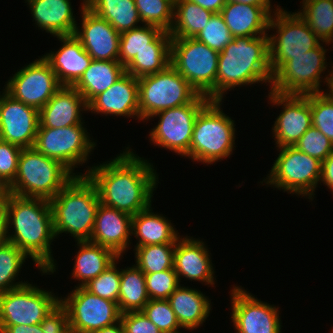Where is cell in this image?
Returning a JSON list of instances; mask_svg holds the SVG:
<instances>
[{"instance_id": "cell-17", "label": "cell", "mask_w": 333, "mask_h": 333, "mask_svg": "<svg viewBox=\"0 0 333 333\" xmlns=\"http://www.w3.org/2000/svg\"><path fill=\"white\" fill-rule=\"evenodd\" d=\"M230 294L236 333H281L278 307L258 300L241 286L234 285Z\"/></svg>"}, {"instance_id": "cell-30", "label": "cell", "mask_w": 333, "mask_h": 333, "mask_svg": "<svg viewBox=\"0 0 333 333\" xmlns=\"http://www.w3.org/2000/svg\"><path fill=\"white\" fill-rule=\"evenodd\" d=\"M79 250L75 257L72 277L80 281V287L99 276L109 268L117 259V256L109 248L95 244L91 241H77Z\"/></svg>"}, {"instance_id": "cell-48", "label": "cell", "mask_w": 333, "mask_h": 333, "mask_svg": "<svg viewBox=\"0 0 333 333\" xmlns=\"http://www.w3.org/2000/svg\"><path fill=\"white\" fill-rule=\"evenodd\" d=\"M120 321L125 333H162L142 311L121 313Z\"/></svg>"}, {"instance_id": "cell-53", "label": "cell", "mask_w": 333, "mask_h": 333, "mask_svg": "<svg viewBox=\"0 0 333 333\" xmlns=\"http://www.w3.org/2000/svg\"><path fill=\"white\" fill-rule=\"evenodd\" d=\"M7 233V209L6 195L0 196V243L6 240Z\"/></svg>"}, {"instance_id": "cell-42", "label": "cell", "mask_w": 333, "mask_h": 333, "mask_svg": "<svg viewBox=\"0 0 333 333\" xmlns=\"http://www.w3.org/2000/svg\"><path fill=\"white\" fill-rule=\"evenodd\" d=\"M118 259L96 278L83 287L103 299L118 303L121 271L117 268Z\"/></svg>"}, {"instance_id": "cell-54", "label": "cell", "mask_w": 333, "mask_h": 333, "mask_svg": "<svg viewBox=\"0 0 333 333\" xmlns=\"http://www.w3.org/2000/svg\"><path fill=\"white\" fill-rule=\"evenodd\" d=\"M94 333H125L121 321L116 322L113 325L104 327L100 330L95 331Z\"/></svg>"}, {"instance_id": "cell-4", "label": "cell", "mask_w": 333, "mask_h": 333, "mask_svg": "<svg viewBox=\"0 0 333 333\" xmlns=\"http://www.w3.org/2000/svg\"><path fill=\"white\" fill-rule=\"evenodd\" d=\"M49 204L56 238L70 233L76 241H90L100 197L87 175L74 176Z\"/></svg>"}, {"instance_id": "cell-6", "label": "cell", "mask_w": 333, "mask_h": 333, "mask_svg": "<svg viewBox=\"0 0 333 333\" xmlns=\"http://www.w3.org/2000/svg\"><path fill=\"white\" fill-rule=\"evenodd\" d=\"M221 100H210L195 119L189 153L185 156L204 164L230 157L235 147V124L221 110Z\"/></svg>"}, {"instance_id": "cell-44", "label": "cell", "mask_w": 333, "mask_h": 333, "mask_svg": "<svg viewBox=\"0 0 333 333\" xmlns=\"http://www.w3.org/2000/svg\"><path fill=\"white\" fill-rule=\"evenodd\" d=\"M162 333H182L177 318L167 299H150L141 310Z\"/></svg>"}, {"instance_id": "cell-41", "label": "cell", "mask_w": 333, "mask_h": 333, "mask_svg": "<svg viewBox=\"0 0 333 333\" xmlns=\"http://www.w3.org/2000/svg\"><path fill=\"white\" fill-rule=\"evenodd\" d=\"M312 126L333 144V97L328 92L310 94Z\"/></svg>"}, {"instance_id": "cell-37", "label": "cell", "mask_w": 333, "mask_h": 333, "mask_svg": "<svg viewBox=\"0 0 333 333\" xmlns=\"http://www.w3.org/2000/svg\"><path fill=\"white\" fill-rule=\"evenodd\" d=\"M176 243L146 245L134 248L136 266L144 273H156L174 269V250Z\"/></svg>"}, {"instance_id": "cell-32", "label": "cell", "mask_w": 333, "mask_h": 333, "mask_svg": "<svg viewBox=\"0 0 333 333\" xmlns=\"http://www.w3.org/2000/svg\"><path fill=\"white\" fill-rule=\"evenodd\" d=\"M145 48H171L170 33L145 24L121 33L119 62L126 66L138 52Z\"/></svg>"}, {"instance_id": "cell-3", "label": "cell", "mask_w": 333, "mask_h": 333, "mask_svg": "<svg viewBox=\"0 0 333 333\" xmlns=\"http://www.w3.org/2000/svg\"><path fill=\"white\" fill-rule=\"evenodd\" d=\"M272 78L269 35L233 37V40L219 52L216 100L222 101L224 93L236 86L268 83L271 87Z\"/></svg>"}, {"instance_id": "cell-19", "label": "cell", "mask_w": 333, "mask_h": 333, "mask_svg": "<svg viewBox=\"0 0 333 333\" xmlns=\"http://www.w3.org/2000/svg\"><path fill=\"white\" fill-rule=\"evenodd\" d=\"M39 126V110L14 99L4 89L0 93L2 138L22 149L33 148Z\"/></svg>"}, {"instance_id": "cell-55", "label": "cell", "mask_w": 333, "mask_h": 333, "mask_svg": "<svg viewBox=\"0 0 333 333\" xmlns=\"http://www.w3.org/2000/svg\"><path fill=\"white\" fill-rule=\"evenodd\" d=\"M241 4H252L254 6H271V0H227Z\"/></svg>"}, {"instance_id": "cell-57", "label": "cell", "mask_w": 333, "mask_h": 333, "mask_svg": "<svg viewBox=\"0 0 333 333\" xmlns=\"http://www.w3.org/2000/svg\"><path fill=\"white\" fill-rule=\"evenodd\" d=\"M7 193V188L0 182V196H5Z\"/></svg>"}, {"instance_id": "cell-23", "label": "cell", "mask_w": 333, "mask_h": 333, "mask_svg": "<svg viewBox=\"0 0 333 333\" xmlns=\"http://www.w3.org/2000/svg\"><path fill=\"white\" fill-rule=\"evenodd\" d=\"M131 231L132 216L100 203L90 241L121 257L131 244Z\"/></svg>"}, {"instance_id": "cell-34", "label": "cell", "mask_w": 333, "mask_h": 333, "mask_svg": "<svg viewBox=\"0 0 333 333\" xmlns=\"http://www.w3.org/2000/svg\"><path fill=\"white\" fill-rule=\"evenodd\" d=\"M213 13L189 0H175L171 38H194Z\"/></svg>"}, {"instance_id": "cell-56", "label": "cell", "mask_w": 333, "mask_h": 333, "mask_svg": "<svg viewBox=\"0 0 333 333\" xmlns=\"http://www.w3.org/2000/svg\"><path fill=\"white\" fill-rule=\"evenodd\" d=\"M331 71L329 72V74L328 75H325L326 77L324 78L325 79V81H324V83L326 84V86L328 85V88L329 89H327L328 91V93L333 97V66L331 65Z\"/></svg>"}, {"instance_id": "cell-28", "label": "cell", "mask_w": 333, "mask_h": 333, "mask_svg": "<svg viewBox=\"0 0 333 333\" xmlns=\"http://www.w3.org/2000/svg\"><path fill=\"white\" fill-rule=\"evenodd\" d=\"M181 328L194 330L201 326L210 314L211 300L199 289L179 285L168 297Z\"/></svg>"}, {"instance_id": "cell-13", "label": "cell", "mask_w": 333, "mask_h": 333, "mask_svg": "<svg viewBox=\"0 0 333 333\" xmlns=\"http://www.w3.org/2000/svg\"><path fill=\"white\" fill-rule=\"evenodd\" d=\"M84 123L64 128L38 127L33 148L43 155L58 160L72 173L83 165L96 146Z\"/></svg>"}, {"instance_id": "cell-10", "label": "cell", "mask_w": 333, "mask_h": 333, "mask_svg": "<svg viewBox=\"0 0 333 333\" xmlns=\"http://www.w3.org/2000/svg\"><path fill=\"white\" fill-rule=\"evenodd\" d=\"M269 63L273 75L293 56L303 55L317 47L320 38L313 33L297 12H287L279 8L271 15L269 31Z\"/></svg>"}, {"instance_id": "cell-11", "label": "cell", "mask_w": 333, "mask_h": 333, "mask_svg": "<svg viewBox=\"0 0 333 333\" xmlns=\"http://www.w3.org/2000/svg\"><path fill=\"white\" fill-rule=\"evenodd\" d=\"M323 43L303 55L293 56L272 78L271 91L286 95H307L323 92L322 73L327 69L326 52ZM322 78V79H321Z\"/></svg>"}, {"instance_id": "cell-39", "label": "cell", "mask_w": 333, "mask_h": 333, "mask_svg": "<svg viewBox=\"0 0 333 333\" xmlns=\"http://www.w3.org/2000/svg\"><path fill=\"white\" fill-rule=\"evenodd\" d=\"M171 48H145L125 66L127 73L135 78L155 74L170 65Z\"/></svg>"}, {"instance_id": "cell-36", "label": "cell", "mask_w": 333, "mask_h": 333, "mask_svg": "<svg viewBox=\"0 0 333 333\" xmlns=\"http://www.w3.org/2000/svg\"><path fill=\"white\" fill-rule=\"evenodd\" d=\"M297 14L322 42L333 43V0H302Z\"/></svg>"}, {"instance_id": "cell-12", "label": "cell", "mask_w": 333, "mask_h": 333, "mask_svg": "<svg viewBox=\"0 0 333 333\" xmlns=\"http://www.w3.org/2000/svg\"><path fill=\"white\" fill-rule=\"evenodd\" d=\"M210 101L200 94L193 102L152 115L148 120L159 117L158 124L149 132V140L161 148L186 156L190 150L195 119L200 110Z\"/></svg>"}, {"instance_id": "cell-15", "label": "cell", "mask_w": 333, "mask_h": 333, "mask_svg": "<svg viewBox=\"0 0 333 333\" xmlns=\"http://www.w3.org/2000/svg\"><path fill=\"white\" fill-rule=\"evenodd\" d=\"M66 308L71 333H94L120 321L118 303L103 299L75 286L67 297L60 298Z\"/></svg>"}, {"instance_id": "cell-51", "label": "cell", "mask_w": 333, "mask_h": 333, "mask_svg": "<svg viewBox=\"0 0 333 333\" xmlns=\"http://www.w3.org/2000/svg\"><path fill=\"white\" fill-rule=\"evenodd\" d=\"M0 333H43L40 324L0 326Z\"/></svg>"}, {"instance_id": "cell-43", "label": "cell", "mask_w": 333, "mask_h": 333, "mask_svg": "<svg viewBox=\"0 0 333 333\" xmlns=\"http://www.w3.org/2000/svg\"><path fill=\"white\" fill-rule=\"evenodd\" d=\"M194 38L218 52H221L233 40V36L220 13H213L204 29Z\"/></svg>"}, {"instance_id": "cell-52", "label": "cell", "mask_w": 333, "mask_h": 333, "mask_svg": "<svg viewBox=\"0 0 333 333\" xmlns=\"http://www.w3.org/2000/svg\"><path fill=\"white\" fill-rule=\"evenodd\" d=\"M212 13H220L227 0H189Z\"/></svg>"}, {"instance_id": "cell-33", "label": "cell", "mask_w": 333, "mask_h": 333, "mask_svg": "<svg viewBox=\"0 0 333 333\" xmlns=\"http://www.w3.org/2000/svg\"><path fill=\"white\" fill-rule=\"evenodd\" d=\"M85 6L94 14L106 19L121 34L140 27L134 0H85Z\"/></svg>"}, {"instance_id": "cell-18", "label": "cell", "mask_w": 333, "mask_h": 333, "mask_svg": "<svg viewBox=\"0 0 333 333\" xmlns=\"http://www.w3.org/2000/svg\"><path fill=\"white\" fill-rule=\"evenodd\" d=\"M268 100L276 106H283L272 126L276 147L294 146L312 126L310 94L286 95L269 92Z\"/></svg>"}, {"instance_id": "cell-21", "label": "cell", "mask_w": 333, "mask_h": 333, "mask_svg": "<svg viewBox=\"0 0 333 333\" xmlns=\"http://www.w3.org/2000/svg\"><path fill=\"white\" fill-rule=\"evenodd\" d=\"M87 105L88 111L95 114L136 117L140 120L138 78L126 72L110 88L95 96Z\"/></svg>"}, {"instance_id": "cell-31", "label": "cell", "mask_w": 333, "mask_h": 333, "mask_svg": "<svg viewBox=\"0 0 333 333\" xmlns=\"http://www.w3.org/2000/svg\"><path fill=\"white\" fill-rule=\"evenodd\" d=\"M126 73L119 61L92 60L73 87L88 104L95 96L105 92Z\"/></svg>"}, {"instance_id": "cell-16", "label": "cell", "mask_w": 333, "mask_h": 333, "mask_svg": "<svg viewBox=\"0 0 333 333\" xmlns=\"http://www.w3.org/2000/svg\"><path fill=\"white\" fill-rule=\"evenodd\" d=\"M61 87L51 65L41 56L10 77L4 90L14 99L40 110Z\"/></svg>"}, {"instance_id": "cell-9", "label": "cell", "mask_w": 333, "mask_h": 333, "mask_svg": "<svg viewBox=\"0 0 333 333\" xmlns=\"http://www.w3.org/2000/svg\"><path fill=\"white\" fill-rule=\"evenodd\" d=\"M140 120L159 111L193 102L200 94L171 65L165 70L138 78Z\"/></svg>"}, {"instance_id": "cell-22", "label": "cell", "mask_w": 333, "mask_h": 333, "mask_svg": "<svg viewBox=\"0 0 333 333\" xmlns=\"http://www.w3.org/2000/svg\"><path fill=\"white\" fill-rule=\"evenodd\" d=\"M208 247L200 239L185 236L176 241L173 268L179 283L181 278L200 281L214 287V267ZM215 279V280H214Z\"/></svg>"}, {"instance_id": "cell-38", "label": "cell", "mask_w": 333, "mask_h": 333, "mask_svg": "<svg viewBox=\"0 0 333 333\" xmlns=\"http://www.w3.org/2000/svg\"><path fill=\"white\" fill-rule=\"evenodd\" d=\"M29 258L13 243L5 240L0 243V293L18 288L26 283L15 282L19 276L22 265Z\"/></svg>"}, {"instance_id": "cell-40", "label": "cell", "mask_w": 333, "mask_h": 333, "mask_svg": "<svg viewBox=\"0 0 333 333\" xmlns=\"http://www.w3.org/2000/svg\"><path fill=\"white\" fill-rule=\"evenodd\" d=\"M141 24L170 32L174 19L175 0H134Z\"/></svg>"}, {"instance_id": "cell-2", "label": "cell", "mask_w": 333, "mask_h": 333, "mask_svg": "<svg viewBox=\"0 0 333 333\" xmlns=\"http://www.w3.org/2000/svg\"><path fill=\"white\" fill-rule=\"evenodd\" d=\"M6 209V240L32 258L41 273L54 274L57 266L50 245L56 236L49 200L7 193Z\"/></svg>"}, {"instance_id": "cell-5", "label": "cell", "mask_w": 333, "mask_h": 333, "mask_svg": "<svg viewBox=\"0 0 333 333\" xmlns=\"http://www.w3.org/2000/svg\"><path fill=\"white\" fill-rule=\"evenodd\" d=\"M86 174L72 173L58 160L39 153L34 148L20 152L17 173L8 193L23 197L50 200L74 177Z\"/></svg>"}, {"instance_id": "cell-27", "label": "cell", "mask_w": 333, "mask_h": 333, "mask_svg": "<svg viewBox=\"0 0 333 333\" xmlns=\"http://www.w3.org/2000/svg\"><path fill=\"white\" fill-rule=\"evenodd\" d=\"M35 24L54 37L74 35L78 25L70 0H25Z\"/></svg>"}, {"instance_id": "cell-24", "label": "cell", "mask_w": 333, "mask_h": 333, "mask_svg": "<svg viewBox=\"0 0 333 333\" xmlns=\"http://www.w3.org/2000/svg\"><path fill=\"white\" fill-rule=\"evenodd\" d=\"M83 111H88L83 96L73 86H62L39 110L38 127L57 129L82 124Z\"/></svg>"}, {"instance_id": "cell-50", "label": "cell", "mask_w": 333, "mask_h": 333, "mask_svg": "<svg viewBox=\"0 0 333 333\" xmlns=\"http://www.w3.org/2000/svg\"><path fill=\"white\" fill-rule=\"evenodd\" d=\"M323 183L333 193V152L322 161L320 184Z\"/></svg>"}, {"instance_id": "cell-49", "label": "cell", "mask_w": 333, "mask_h": 333, "mask_svg": "<svg viewBox=\"0 0 333 333\" xmlns=\"http://www.w3.org/2000/svg\"><path fill=\"white\" fill-rule=\"evenodd\" d=\"M43 333H71L66 308L59 302L40 323Z\"/></svg>"}, {"instance_id": "cell-58", "label": "cell", "mask_w": 333, "mask_h": 333, "mask_svg": "<svg viewBox=\"0 0 333 333\" xmlns=\"http://www.w3.org/2000/svg\"><path fill=\"white\" fill-rule=\"evenodd\" d=\"M3 138H2V132H1V129H0V141H2Z\"/></svg>"}, {"instance_id": "cell-29", "label": "cell", "mask_w": 333, "mask_h": 333, "mask_svg": "<svg viewBox=\"0 0 333 333\" xmlns=\"http://www.w3.org/2000/svg\"><path fill=\"white\" fill-rule=\"evenodd\" d=\"M152 211L150 205L147 209L132 216L131 235H134L138 241L135 247L176 243L180 238L178 230L170 220L166 219L167 217Z\"/></svg>"}, {"instance_id": "cell-47", "label": "cell", "mask_w": 333, "mask_h": 333, "mask_svg": "<svg viewBox=\"0 0 333 333\" xmlns=\"http://www.w3.org/2000/svg\"><path fill=\"white\" fill-rule=\"evenodd\" d=\"M21 150L17 145L0 141V182L6 188L15 180Z\"/></svg>"}, {"instance_id": "cell-46", "label": "cell", "mask_w": 333, "mask_h": 333, "mask_svg": "<svg viewBox=\"0 0 333 333\" xmlns=\"http://www.w3.org/2000/svg\"><path fill=\"white\" fill-rule=\"evenodd\" d=\"M311 157L324 161L332 152V142L317 128L311 126L294 145Z\"/></svg>"}, {"instance_id": "cell-20", "label": "cell", "mask_w": 333, "mask_h": 333, "mask_svg": "<svg viewBox=\"0 0 333 333\" xmlns=\"http://www.w3.org/2000/svg\"><path fill=\"white\" fill-rule=\"evenodd\" d=\"M81 3V26H76L74 36L93 60L119 61L120 34L104 18L94 14ZM81 29H80V28Z\"/></svg>"}, {"instance_id": "cell-26", "label": "cell", "mask_w": 333, "mask_h": 333, "mask_svg": "<svg viewBox=\"0 0 333 333\" xmlns=\"http://www.w3.org/2000/svg\"><path fill=\"white\" fill-rule=\"evenodd\" d=\"M272 8L227 1L220 14L233 37H257L268 35L271 15L280 6Z\"/></svg>"}, {"instance_id": "cell-1", "label": "cell", "mask_w": 333, "mask_h": 333, "mask_svg": "<svg viewBox=\"0 0 333 333\" xmlns=\"http://www.w3.org/2000/svg\"><path fill=\"white\" fill-rule=\"evenodd\" d=\"M124 150L85 172L97 187L100 203L134 216L151 205L159 177L148 160L129 147Z\"/></svg>"}, {"instance_id": "cell-25", "label": "cell", "mask_w": 333, "mask_h": 333, "mask_svg": "<svg viewBox=\"0 0 333 333\" xmlns=\"http://www.w3.org/2000/svg\"><path fill=\"white\" fill-rule=\"evenodd\" d=\"M57 39L62 47L42 57L51 65L62 86H73L93 59L74 35L57 36Z\"/></svg>"}, {"instance_id": "cell-8", "label": "cell", "mask_w": 333, "mask_h": 333, "mask_svg": "<svg viewBox=\"0 0 333 333\" xmlns=\"http://www.w3.org/2000/svg\"><path fill=\"white\" fill-rule=\"evenodd\" d=\"M277 150L280 153L269 171V176L264 178V183L313 200L315 188L320 182L322 162L295 146H283Z\"/></svg>"}, {"instance_id": "cell-45", "label": "cell", "mask_w": 333, "mask_h": 333, "mask_svg": "<svg viewBox=\"0 0 333 333\" xmlns=\"http://www.w3.org/2000/svg\"><path fill=\"white\" fill-rule=\"evenodd\" d=\"M146 290L150 299L164 300L180 285L174 269L145 274Z\"/></svg>"}, {"instance_id": "cell-35", "label": "cell", "mask_w": 333, "mask_h": 333, "mask_svg": "<svg viewBox=\"0 0 333 333\" xmlns=\"http://www.w3.org/2000/svg\"><path fill=\"white\" fill-rule=\"evenodd\" d=\"M120 270V312L141 311L150 300L146 290L145 274L135 264Z\"/></svg>"}, {"instance_id": "cell-14", "label": "cell", "mask_w": 333, "mask_h": 333, "mask_svg": "<svg viewBox=\"0 0 333 333\" xmlns=\"http://www.w3.org/2000/svg\"><path fill=\"white\" fill-rule=\"evenodd\" d=\"M60 297L26 283L0 293V326L40 324Z\"/></svg>"}, {"instance_id": "cell-7", "label": "cell", "mask_w": 333, "mask_h": 333, "mask_svg": "<svg viewBox=\"0 0 333 333\" xmlns=\"http://www.w3.org/2000/svg\"><path fill=\"white\" fill-rule=\"evenodd\" d=\"M218 59V51L195 38H171L170 65L210 100H216Z\"/></svg>"}]
</instances>
